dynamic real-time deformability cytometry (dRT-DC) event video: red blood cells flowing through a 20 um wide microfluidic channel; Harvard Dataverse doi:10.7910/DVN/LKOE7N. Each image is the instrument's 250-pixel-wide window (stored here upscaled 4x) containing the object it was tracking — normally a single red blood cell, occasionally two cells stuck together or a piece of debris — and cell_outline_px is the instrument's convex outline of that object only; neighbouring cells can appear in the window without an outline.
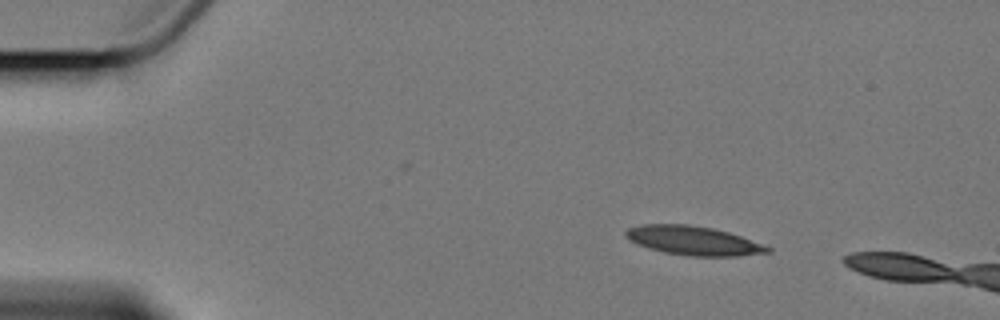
{"species": "Egyptian fruit bat (a non-hibernating species)", "species_latin": "Rousettus aegyptiacus", "temperature_condition": "cold", "stored_images_in_passage": 3, "camera_frame_rate_fps": 3000, "um_per_image_px": 0.085, "animal": {"sex": "female"}, "frame": {"image": 1, "passage_image": 1, "time_ms": 0.0, "image_size_px": [1000, 320], "cell_outline_px": [[772, 252], [740, 256], [688, 256], [664, 252], [648, 248], [636, 244], [628, 240], [624, 236], [624, 232], [628, 228], [640, 224], [688, 224], [712, 228], [728, 232], [740, 236], [772, 248]], "centroid_in_image_um": [58.89, 20.45], "position_along_channel_um": 26.1, "area_um2": 24.1}}